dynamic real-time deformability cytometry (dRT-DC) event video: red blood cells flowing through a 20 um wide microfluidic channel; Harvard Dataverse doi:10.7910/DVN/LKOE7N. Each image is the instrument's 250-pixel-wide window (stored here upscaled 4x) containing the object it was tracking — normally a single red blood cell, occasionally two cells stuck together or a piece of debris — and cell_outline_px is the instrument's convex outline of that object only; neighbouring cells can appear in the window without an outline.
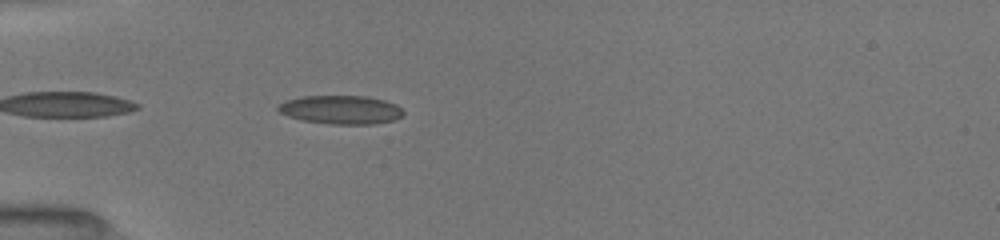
{"species": "common noctule bat (a hibernating species)", "species_latin": "Nyctalus noctula", "temperature_condition": "room temperature", "stored_images_in_passage": 22, "camera_frame_rate_fps": 3000, "um_per_image_px": 0.085, "animal": {"sex": "female", "body_mass_g": 19.5, "forearm_length_mm": 54.1}, "frame": {"image": 1, "passage_image": 2, "time_ms": 0.333, "image_size_px": [1000, 240], "cell_outline_px": [[404, 112], [400, 116], [392, 120], [376, 124], [328, 124], [304, 120], [288, 116], [280, 112], [276, 108], [276, 104], [284, 100], [300, 96], [368, 96], [384, 100], [396, 104]], "centroid_in_image_um": [28.92, 9.32], "position_along_channel_um": 56.1, "area_um2": 20.98}}
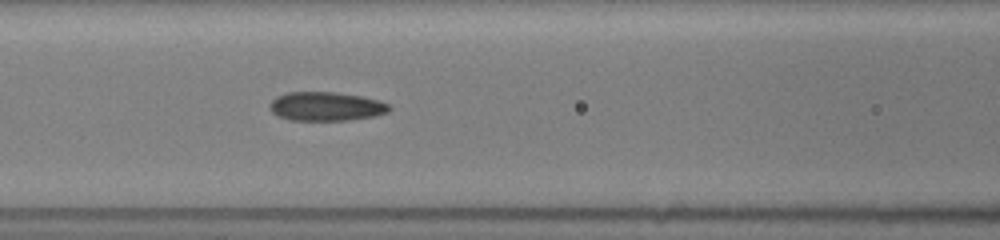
{"frame": {"image": 2, "passage_image": 9, "time_ms": 2.667, "image_size_px": [1000, 240], "cell_outline_px": [[392, 108], [388, 112], [376, 116], [348, 120], [288, 120], [276, 116], [268, 108], [268, 104], [276, 96], [288, 92], [336, 92], [360, 96], [380, 100], [388, 104]], "centroid_in_image_um": [27.69, 9.05], "position_along_channel_um": 138.9, "area_um2": 20.4}}
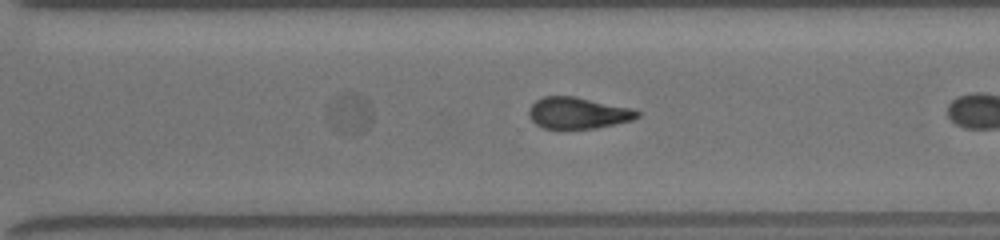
{"frame": {"image": 3, "passage_image": 20, "time_ms": 6.333, "image_size_px": [1000, 240], "cell_outline_px": [[640, 116], [632, 120], [596, 128], [544, 128], [536, 124], [528, 116], [528, 108], [536, 100], [544, 96], [576, 96], [632, 108], [640, 112]], "centroid_in_image_um": [49.12, 9.59], "position_along_channel_um": 321.5, "area_um2": 19.88}}